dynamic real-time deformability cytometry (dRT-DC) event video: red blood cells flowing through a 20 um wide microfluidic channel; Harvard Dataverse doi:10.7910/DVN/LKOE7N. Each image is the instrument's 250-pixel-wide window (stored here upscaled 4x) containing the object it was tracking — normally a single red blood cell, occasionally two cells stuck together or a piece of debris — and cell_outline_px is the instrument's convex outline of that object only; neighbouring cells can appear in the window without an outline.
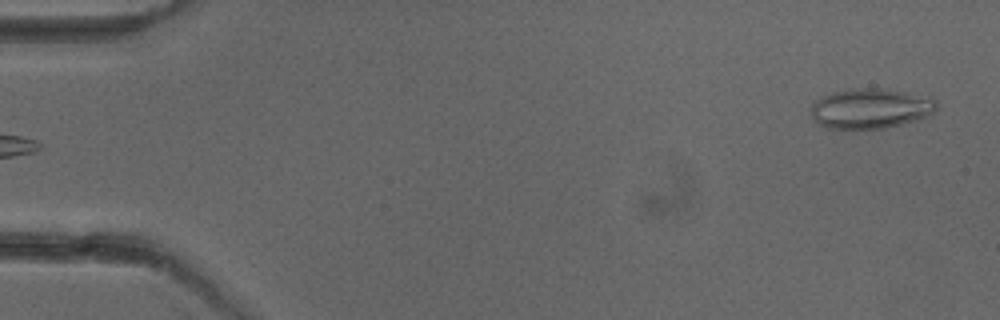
{"species": "common noctule bat (a hibernating species)", "species_latin": "Nyctalus noctula", "temperature_condition": "cold", "stored_images_in_passage": 5, "camera_frame_rate_fps": 3000, "um_per_image_px": 0.085, "animal": {"sex": "female"}, "frame": {"image": 1, "passage_image": 5, "time_ms": 5.667, "image_size_px": [1000, 320], "cell_outline_px": [[936, 108], [932, 112], [916, 120], [884, 128], [856, 132], [828, 128], [820, 124], [812, 116], [812, 104], [816, 100], [832, 92], [852, 88], [884, 88], [932, 96], [936, 100]], "centroid_in_image_um": [73.99, 9.24], "position_along_channel_um": 11.0, "area_um2": 29.94}}